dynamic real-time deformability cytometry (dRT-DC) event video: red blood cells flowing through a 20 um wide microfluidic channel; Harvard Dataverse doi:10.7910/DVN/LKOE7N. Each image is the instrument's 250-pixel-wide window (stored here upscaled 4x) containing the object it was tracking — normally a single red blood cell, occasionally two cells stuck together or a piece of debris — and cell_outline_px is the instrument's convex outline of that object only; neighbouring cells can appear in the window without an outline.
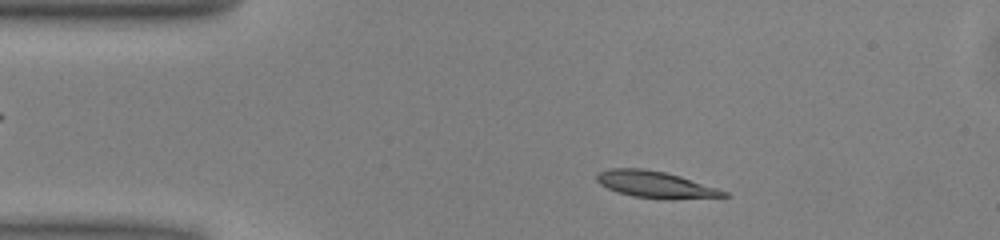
{"species": "common noctule bat (a hibernating species)", "species_latin": "Nyctalus noctula", "temperature_condition": "warm", "stored_images_in_passage": 47, "camera_frame_rate_fps": 3000, "um_per_image_px": 0.085, "animal": {"sex": "male", "body_mass_g": 13.0, "forearm_length_mm": 53.1}, "frame": {"image": 1, "passage_image": 6, "time_ms": 1.667, "image_size_px": [1000, 240], "cell_outline_px": [[728, 196], [672, 200], [664, 200], [632, 196], [616, 192], [600, 184], [596, 180], [596, 172], [608, 168], [644, 168], [664, 172], [680, 176], [728, 192]], "centroid_in_image_um": [55.66, 15.69], "position_along_channel_um": 29.3, "area_um2": 19.94}}
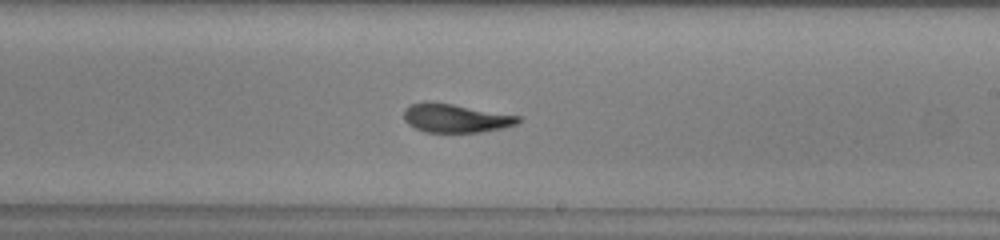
{"frame": {"image": 2, "passage_image": 26, "time_ms": 8.333, "image_size_px": [1000, 240], "cell_outline_px": [[520, 120], [516, 124], [504, 128], [480, 132], [424, 132], [408, 124], [404, 120], [404, 108], [412, 104], [424, 100], [452, 104], [520, 116]], "centroid_in_image_um": [38.69, 10.04], "position_along_channel_um": 250.3, "area_um2": 19.07}}
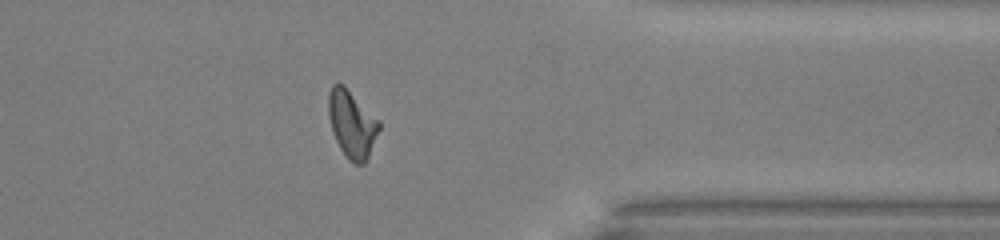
{"frame": {"image": 3, "passage_image": 37, "time_ms": 12.0, "image_size_px": [1000, 240], "cell_outline_px": [[380, 128], [368, 156], [364, 164], [356, 164], [348, 160], [340, 148], [332, 132], [328, 116], [328, 96], [332, 84], [344, 84], [380, 120]], "centroid_in_image_um": [29.91, 10.52], "position_along_channel_um": 381.5, "area_um2": 19.94}, "authors_computed_cell_mechanics": {"area_um2": 19.7098, "velocity_mm_per_s": 4.018, "shape_relaxation_time_tau1_ms": 5.6816, "shape_relaxation_time_tau2_ms": 1.8876, "deformation_change_tau1": 0.2171, "deformation_change_tau2": 0.0937}}